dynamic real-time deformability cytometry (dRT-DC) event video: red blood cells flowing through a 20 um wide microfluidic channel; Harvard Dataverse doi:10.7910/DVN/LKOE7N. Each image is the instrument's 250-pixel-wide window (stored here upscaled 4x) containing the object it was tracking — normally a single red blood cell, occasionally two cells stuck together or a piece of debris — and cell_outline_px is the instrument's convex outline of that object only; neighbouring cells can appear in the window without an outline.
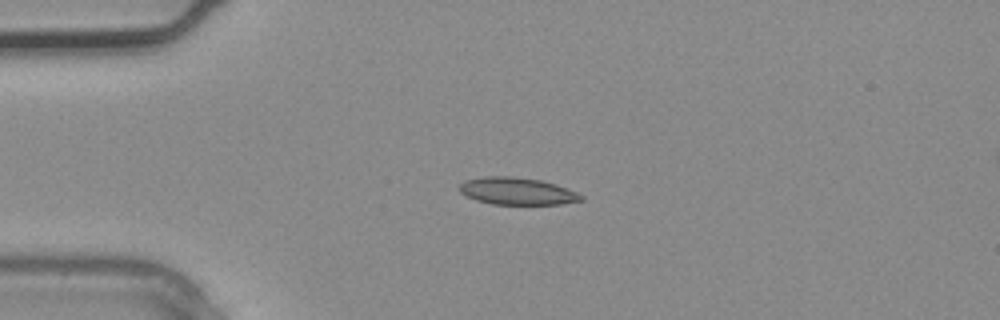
{"species": "common noctule bat (a hibernating species)", "species_latin": "Nyctalus noctula", "temperature_condition": "warm", "stored_images_in_passage": 3, "camera_frame_rate_fps": 3000, "um_per_image_px": 0.085, "animal": {"sex": "male", "body_mass_g": 20.4}, "frame": {"image": 1, "passage_image": 3, "time_ms": 0.667, "image_size_px": [1000, 320], "cell_outline_px": [[584, 200], [560, 204], [492, 204], [476, 200], [460, 192], [460, 184], [464, 180], [484, 176], [512, 176], [540, 180], [556, 184], [568, 188], [584, 196]], "centroid_in_image_um": [43.97, 16.24], "position_along_channel_um": 41.0, "area_um2": 19.31}}